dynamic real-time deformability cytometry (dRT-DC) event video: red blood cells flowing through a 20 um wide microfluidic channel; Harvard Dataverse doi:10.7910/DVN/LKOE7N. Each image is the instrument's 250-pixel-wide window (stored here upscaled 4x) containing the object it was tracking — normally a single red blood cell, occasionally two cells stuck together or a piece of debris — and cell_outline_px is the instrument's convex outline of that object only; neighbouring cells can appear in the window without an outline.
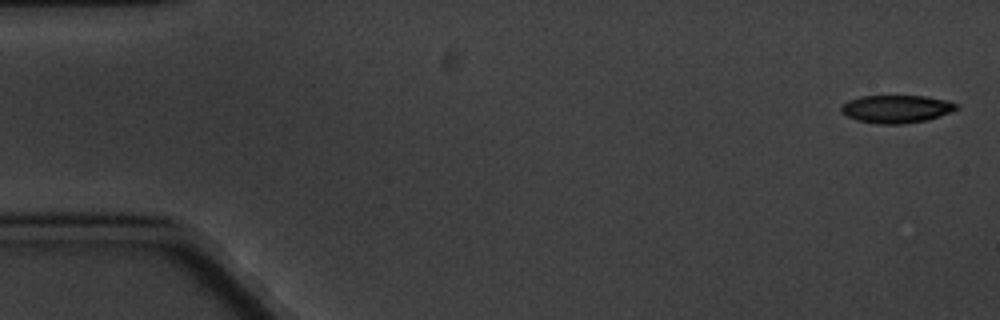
{"species": "common noctule bat (a hibernating species)", "species_latin": "Nyctalus noctula", "temperature_condition": "cold", "stored_images_in_passage": 5, "camera_frame_rate_fps": 3000, "um_per_image_px": 0.085, "animal": {"sex": "male", "body_mass_g": 20.1, "forearm_length_mm": 53.5}, "frame": {"image": 1, "passage_image": 1, "time_ms": 0.0, "image_size_px": [1000, 320], "cell_outline_px": [[960, 108], [928, 120], [900, 124], [880, 124], [856, 120], [840, 112], [840, 108], [848, 100], [860, 96], [924, 96], [948, 100], [960, 104]], "centroid_in_image_um": [76.22, 9.25], "position_along_channel_um": 8.8, "area_um2": 18.79}}
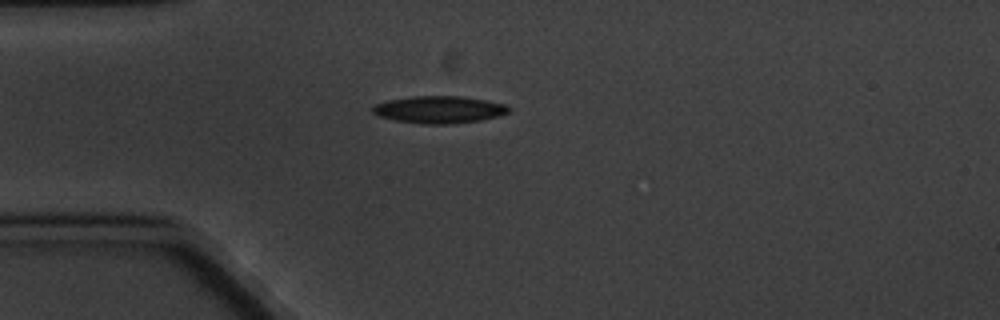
{"frame": {"image": 2, "passage_image": 5, "time_ms": 4.667, "image_size_px": [1000, 320], "cell_outline_px": [[512, 108], [508, 112], [500, 116], [480, 120], [448, 124], [420, 124], [396, 120], [376, 116], [372, 112], [372, 108], [376, 104], [388, 100], [412, 96], [460, 96], [488, 100], [504, 104]], "centroid_in_image_um": [37.33, 9.31], "position_along_channel_um": 47.7, "area_um2": 21.68}}